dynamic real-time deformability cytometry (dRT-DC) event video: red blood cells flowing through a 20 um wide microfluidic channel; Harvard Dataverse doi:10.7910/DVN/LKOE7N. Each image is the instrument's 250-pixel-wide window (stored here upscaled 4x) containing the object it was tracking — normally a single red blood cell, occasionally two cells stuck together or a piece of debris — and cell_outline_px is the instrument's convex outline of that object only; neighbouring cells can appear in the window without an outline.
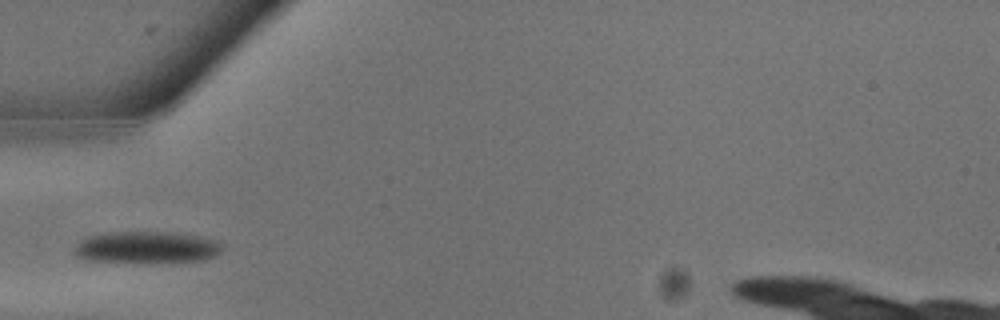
{"species": "common noctule bat (a hibernating species)", "species_latin": "Nyctalus noctula", "temperature_condition": "warm", "stored_images_in_passage": 6, "camera_frame_rate_fps": 3000, "um_per_image_px": 0.085, "animal": {"sex": "male", "body_mass_g": 13.3}, "frame": {"image": 1, "passage_image": 5, "time_ms": 1.333, "image_size_px": [1000, 320], "cell_outline_px": [[220, 252], [204, 260], [84, 260], [76, 256], [72, 252], [76, 244], [80, 240], [92, 236], [112, 232], [176, 232], [200, 236], [216, 240], [220, 244]], "centroid_in_image_um": [12.43, 20.98], "position_along_channel_um": 72.6, "area_um2": 26.3}}